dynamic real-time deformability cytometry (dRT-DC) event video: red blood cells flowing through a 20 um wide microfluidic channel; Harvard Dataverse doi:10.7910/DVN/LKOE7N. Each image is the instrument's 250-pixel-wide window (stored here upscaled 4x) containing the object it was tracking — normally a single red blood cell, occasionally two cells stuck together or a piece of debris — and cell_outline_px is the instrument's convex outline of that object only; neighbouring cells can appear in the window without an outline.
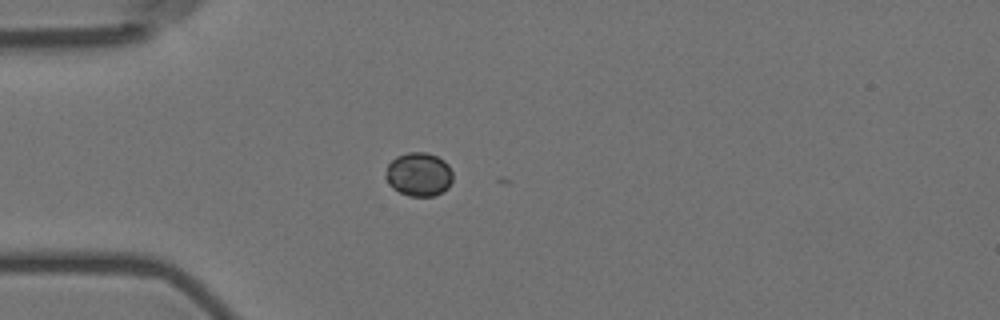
{"species": "Egyptian fruit bat (a non-hibernating species)", "species_latin": "Rousettus aegyptiacus", "temperature_condition": "room temperature", "stored_images_in_passage": 2, "camera_frame_rate_fps": 3000, "um_per_image_px": 0.085, "animal": {"sex": "female"}, "frame": {"image": 1, "passage_image": 1, "time_ms": 0.0, "image_size_px": [1000, 320], "cell_outline_px": [[452, 180], [448, 188], [444, 192], [432, 196], [408, 196], [392, 188], [388, 184], [388, 164], [396, 156], [408, 152], [428, 152], [444, 160], [448, 164], [452, 172]], "centroid_in_image_um": [35.64, 14.82], "position_along_channel_um": 49.4, "area_um2": 17.05}}